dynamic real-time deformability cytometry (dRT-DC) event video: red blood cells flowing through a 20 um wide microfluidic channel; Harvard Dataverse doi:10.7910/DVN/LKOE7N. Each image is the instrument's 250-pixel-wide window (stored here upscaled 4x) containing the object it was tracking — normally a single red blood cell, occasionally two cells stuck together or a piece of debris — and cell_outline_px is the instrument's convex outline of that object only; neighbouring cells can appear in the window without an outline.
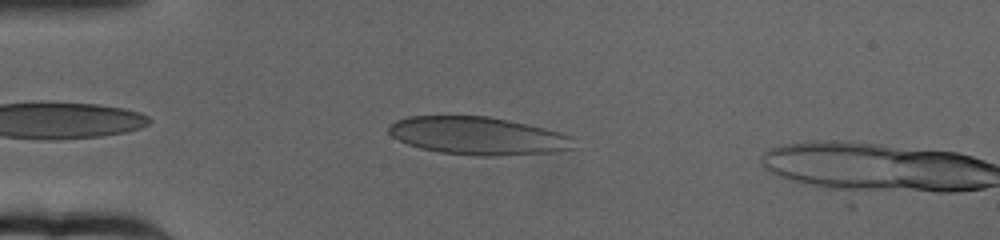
{"species": "human", "species_latin": "Homo sapiens", "temperature_condition": "cold", "stored_images_in_passage": 7, "camera_frame_rate_fps": 3000, "um_per_image_px": 0.085, "donor": {"sex": "female"}, "frame": {"image": 1, "passage_image": 5, "time_ms": 1.333, "image_size_px": [1000, 240], "cell_outline_px": [[576, 148], [556, 152], [492, 156], [476, 156], [440, 152], [420, 148], [408, 144], [392, 136], [388, 132], [388, 124], [396, 120], [408, 116], [488, 116], [508, 120], [544, 128], [560, 132], [572, 136]], "centroid_in_image_um": [40.63, 11.55], "position_along_channel_um": 44.4, "area_um2": 40.98}}